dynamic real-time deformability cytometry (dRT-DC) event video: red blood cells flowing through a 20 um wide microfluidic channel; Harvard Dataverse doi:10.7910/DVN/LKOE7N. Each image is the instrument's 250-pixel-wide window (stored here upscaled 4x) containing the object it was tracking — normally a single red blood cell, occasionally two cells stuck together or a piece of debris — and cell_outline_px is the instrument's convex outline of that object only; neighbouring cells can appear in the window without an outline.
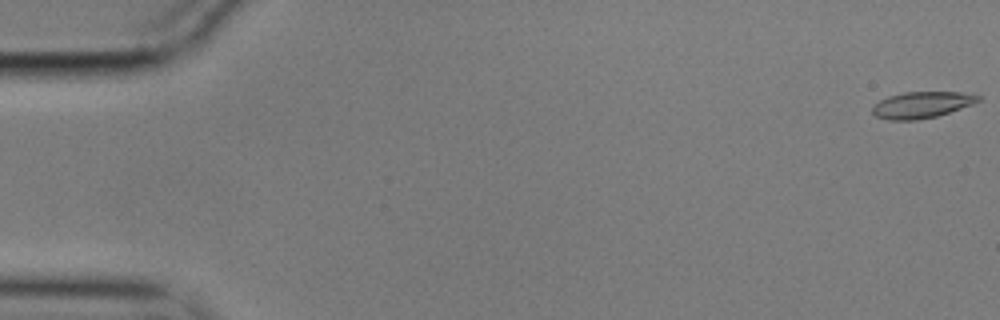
{"species": "common noctule bat (a hibernating species)", "species_latin": "Nyctalus noctula", "temperature_condition": "cold", "stored_images_in_passage": 57, "camera_frame_rate_fps": 3000, "um_per_image_px": 0.085, "animal": {"sex": "male", "body_mass_g": 17.9}, "frame": {"image": 1, "passage_image": 1, "time_ms": 0.0, "image_size_px": [1000, 320], "cell_outline_px": [[980, 100], [972, 104], [936, 116], [916, 120], [888, 120], [876, 116], [872, 112], [872, 104], [888, 96], [904, 92], [960, 92], [980, 96]], "centroid_in_image_um": [78.28, 8.91], "position_along_channel_um": 6.7, "area_um2": 16.13}}
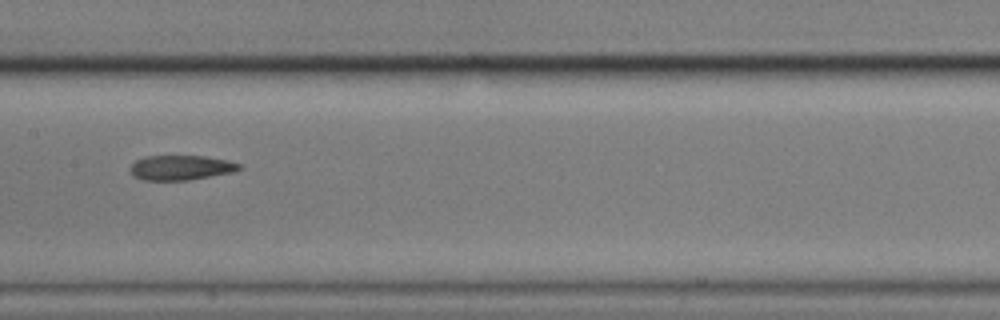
{"frame": {"image": 2, "passage_image": 29, "time_ms": 9.333, "image_size_px": [1000, 320], "cell_outline_px": [[244, 168], [236, 172], [188, 180], [144, 180], [132, 176], [128, 168], [136, 160], [144, 156], [204, 156], [228, 160], [240, 164]], "centroid_in_image_um": [15.39, 14.25], "position_along_channel_um": 192.0, "area_um2": 16.01}}
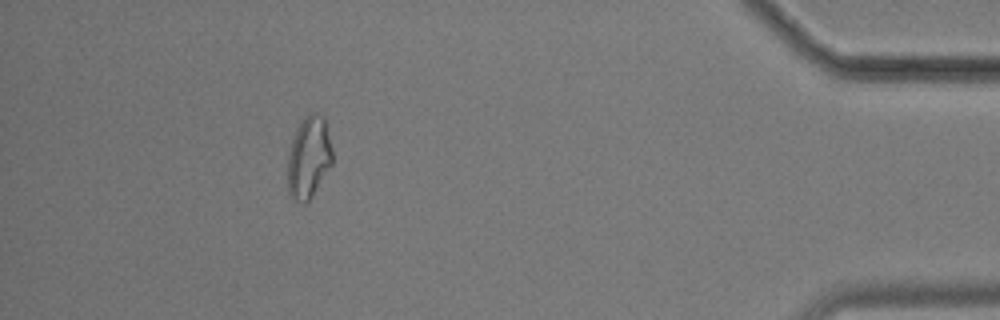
{"frame": {"image": 3, "passage_image": 52, "time_ms": 17.0, "image_size_px": [1000, 320], "cell_outline_px": [[332, 164], [312, 196], [304, 204], [296, 200], [288, 192], [288, 156], [292, 140], [296, 128], [304, 116], [308, 112], [316, 112], [324, 116], [332, 148]], "centroid_in_image_um": [26.25, 13.33], "position_along_channel_um": 408.9, "area_um2": 21.39}, "authors_computed_cell_mechanics": {"area_um2": 16.9354, "velocity_mm_per_s": 3.5233, "shape_relaxation_time_tau1_ms": null, "shape_relaxation_time_tau2_ms": 3.4989, "deformation_change_tau1": null, "deformation_change_tau2": 0.1077}}